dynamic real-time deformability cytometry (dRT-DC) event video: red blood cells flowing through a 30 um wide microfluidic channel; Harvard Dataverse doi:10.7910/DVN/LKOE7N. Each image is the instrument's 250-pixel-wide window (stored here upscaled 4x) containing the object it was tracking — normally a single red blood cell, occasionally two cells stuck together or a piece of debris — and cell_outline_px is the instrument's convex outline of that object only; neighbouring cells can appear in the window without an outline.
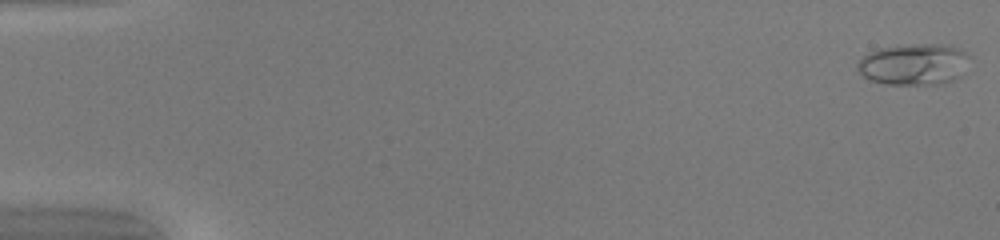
{"species": "common noctule bat (a hibernating species)", "species_latin": "Nyctalus noctula", "temperature_condition": "warm", "stored_images_in_passage": 22, "camera_frame_rate_fps": 3000, "um_per_image_px": 0.085, "animal": {"sex": "female", "body_mass_g": 20.0, "forearm_length_mm": 54.0}, "frame": {"image": 1, "passage_image": 1, "time_ms": 0.0, "image_size_px": [1000, 240], "cell_outline_px": [[972, 56], [960, 76], [944, 84], [884, 84], [868, 80], [856, 68], [856, 64], [868, 52], [880, 48], [920, 44], [944, 44], [960, 48]], "centroid_in_image_um": [77.71, 5.47], "position_along_channel_um": 7.3, "area_um2": 27.17}}
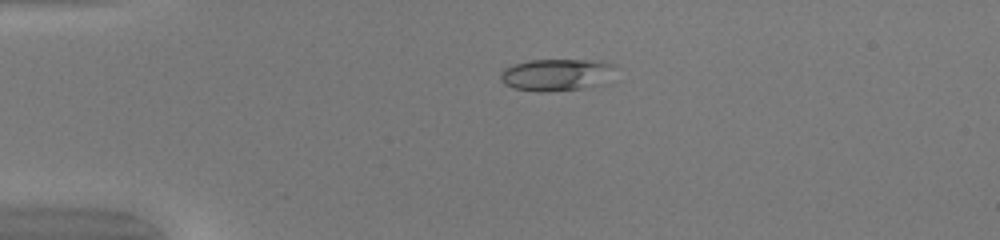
{"frame": {"image": 2, "passage_image": 12, "time_ms": 3.667, "image_size_px": [1000, 240], "cell_outline_px": [[612, 64], [596, 84], [584, 88], [544, 92], [540, 92], [512, 88], [504, 84], [500, 80], [500, 72], [504, 68], [512, 64], [528, 60], [600, 60]], "centroid_in_image_um": [47.05, 6.35], "position_along_channel_um": 37.9, "area_um2": 20.63}}
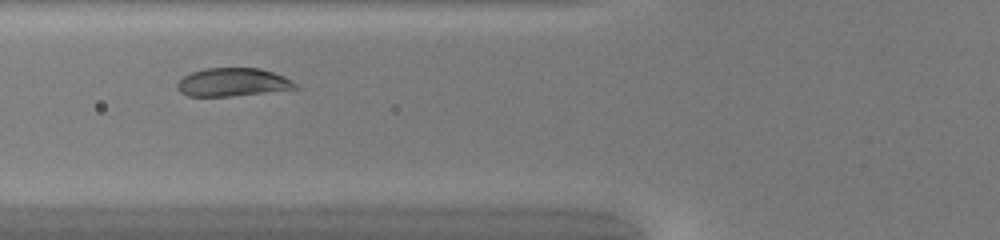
{"frame": {"image": 3, "passage_image": 20, "time_ms": 6.333, "image_size_px": [1000, 240], "cell_outline_px": [[300, 88], [232, 96], [188, 96], [180, 92], [176, 88], [176, 84], [184, 76], [192, 72], [204, 68], [260, 68], [284, 76], [292, 80]], "centroid_in_image_um": [19.77, 6.99], "position_along_channel_um": 106.0, "area_um2": 19.42}}